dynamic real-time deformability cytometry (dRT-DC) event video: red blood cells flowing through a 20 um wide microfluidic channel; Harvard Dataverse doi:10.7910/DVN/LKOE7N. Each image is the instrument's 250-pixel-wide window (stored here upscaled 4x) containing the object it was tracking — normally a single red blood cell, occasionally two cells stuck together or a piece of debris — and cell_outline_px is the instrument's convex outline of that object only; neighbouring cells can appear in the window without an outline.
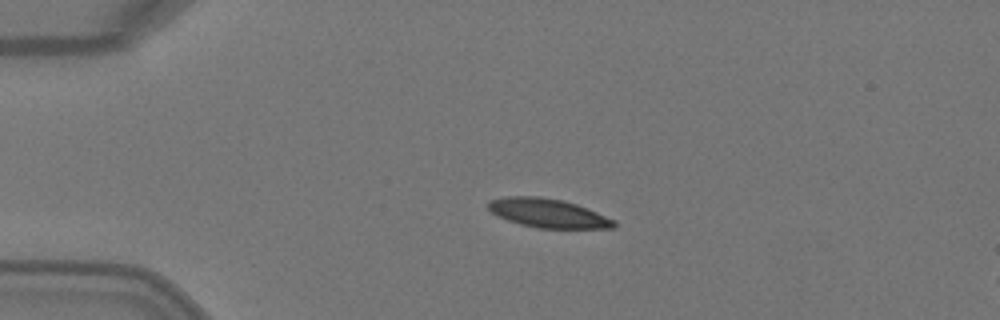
{"species": "Egyptian fruit bat (a non-hibernating species)", "species_latin": "Rousettus aegyptiacus", "temperature_condition": "warm", "stored_images_in_passage": 2, "camera_frame_rate_fps": 3000, "um_per_image_px": 0.085, "animal": {"sex": "female"}, "frame": {"image": 1, "passage_image": 1, "time_ms": 0.0, "image_size_px": [1000, 320], "cell_outline_px": [[616, 228], [536, 228], [520, 224], [496, 216], [488, 208], [488, 200], [504, 196], [540, 196], [564, 200], [588, 208], [616, 220]], "centroid_in_image_um": [46.58, 18.11], "position_along_channel_um": 38.4, "area_um2": 21.44}}